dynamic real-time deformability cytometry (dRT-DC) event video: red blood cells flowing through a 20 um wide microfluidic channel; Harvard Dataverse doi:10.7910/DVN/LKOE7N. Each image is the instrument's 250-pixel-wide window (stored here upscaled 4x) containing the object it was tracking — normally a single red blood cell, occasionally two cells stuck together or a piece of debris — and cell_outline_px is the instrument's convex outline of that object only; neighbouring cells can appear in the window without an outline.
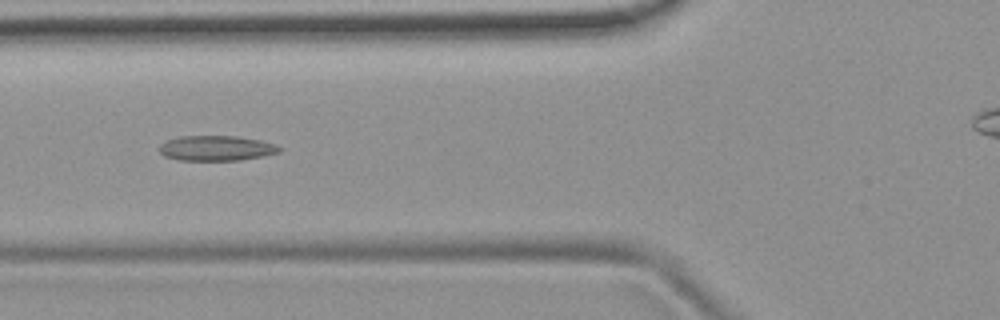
{"species": "common noctule bat (a hibernating species)", "species_latin": "Nyctalus noctula", "temperature_condition": "room temperature", "stored_images_in_passage": 6, "camera_frame_rate_fps": 3000, "um_per_image_px": 0.085, "animal": {"sex": "female", "body_mass_g": 19.9}, "frame": {"image": 1, "passage_image": 4, "time_ms": 4.333, "image_size_px": [1000, 320], "cell_outline_px": [[284, 148], [280, 152], [264, 156], [240, 160], [180, 160], [164, 156], [160, 152], [160, 144], [164, 140], [180, 136], [236, 136], [260, 140], [276, 144]], "centroid_in_image_um": [18.41, 12.59], "position_along_channel_um": 107.4, "area_um2": 17.74}}
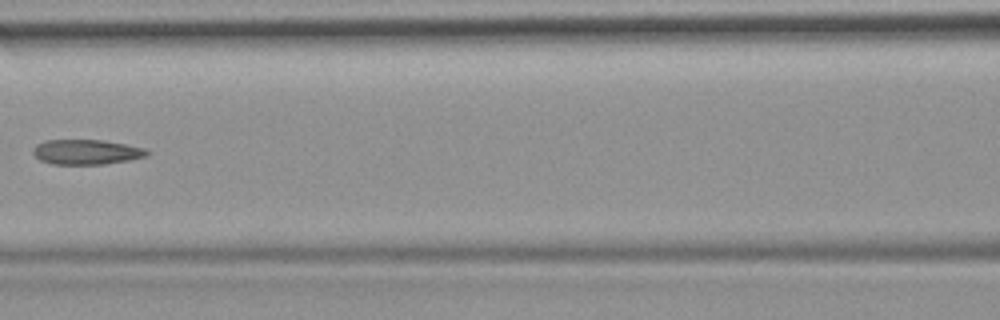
{"frame": {"image": 2, "passage_image": 5, "time_ms": 5.667, "image_size_px": [1000, 320], "cell_outline_px": [[152, 152], [148, 156], [128, 160], [104, 164], [52, 164], [40, 160], [32, 152], [32, 148], [36, 144], [44, 140], [104, 140], [144, 148]], "centroid_in_image_um": [7.34, 12.91], "position_along_channel_um": 159.3, "area_um2": 16.65}}
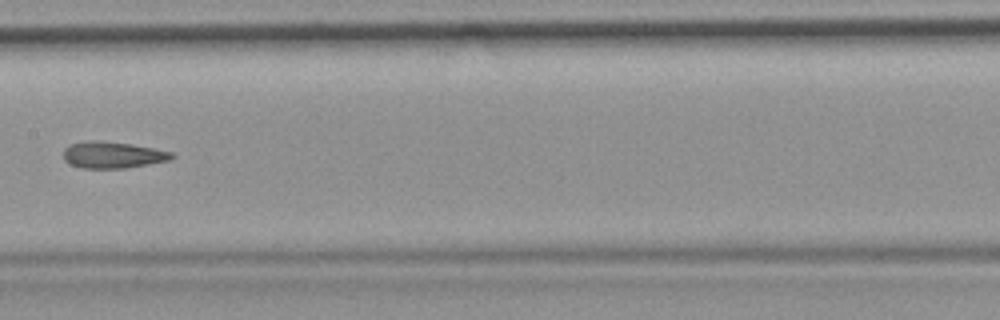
{"frame": {"image": 3, "passage_image": 6, "time_ms": 6.667, "image_size_px": [1000, 320], "cell_outline_px": [[176, 156], [172, 160], [128, 168], [80, 168], [64, 160], [64, 148], [72, 144], [92, 140], [96, 140], [132, 144], [172, 152]], "centroid_in_image_um": [9.63, 13.18], "position_along_channel_um": 197.8, "area_um2": 16.76}}